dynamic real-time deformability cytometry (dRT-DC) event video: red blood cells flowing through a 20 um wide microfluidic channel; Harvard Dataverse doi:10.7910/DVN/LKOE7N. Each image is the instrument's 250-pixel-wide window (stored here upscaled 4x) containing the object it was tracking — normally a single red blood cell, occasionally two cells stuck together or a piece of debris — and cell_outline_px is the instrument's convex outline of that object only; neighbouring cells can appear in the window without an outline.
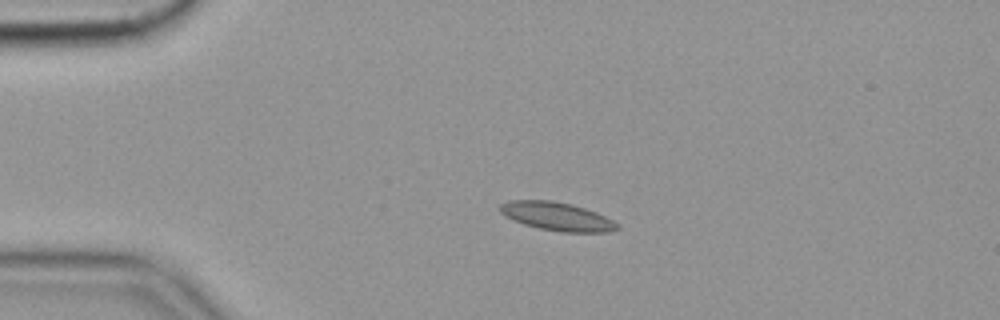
{"species": "common noctule bat (a hibernating species)", "species_latin": "Nyctalus noctula", "temperature_condition": "cold", "stored_images_in_passage": 45, "camera_frame_rate_fps": 3000, "um_per_image_px": 0.085, "animal": {"sex": "female", "body_mass_g": 19.9}, "frame": {"image": 1, "passage_image": 1, "time_ms": 0.0, "image_size_px": [1000, 320], "cell_outline_px": [[620, 228], [608, 232], [560, 232], [540, 228], [524, 224], [512, 220], [504, 216], [496, 208], [500, 204], [508, 200], [552, 200], [572, 204], [596, 212], [620, 224]], "centroid_in_image_um": [47.3, 18.39], "position_along_channel_um": 37.7, "area_um2": 19.59}, "authors_computed_cell_mechanics": {"area_um2": 17.918, "velocity_mm_per_s": 3.5099, "shape_relaxation_time_tau1_ms": null, "shape_relaxation_time_tau2_ms": 5.9702, "deformation_change_tau1": null, "deformation_change_tau2": 0.1115}}